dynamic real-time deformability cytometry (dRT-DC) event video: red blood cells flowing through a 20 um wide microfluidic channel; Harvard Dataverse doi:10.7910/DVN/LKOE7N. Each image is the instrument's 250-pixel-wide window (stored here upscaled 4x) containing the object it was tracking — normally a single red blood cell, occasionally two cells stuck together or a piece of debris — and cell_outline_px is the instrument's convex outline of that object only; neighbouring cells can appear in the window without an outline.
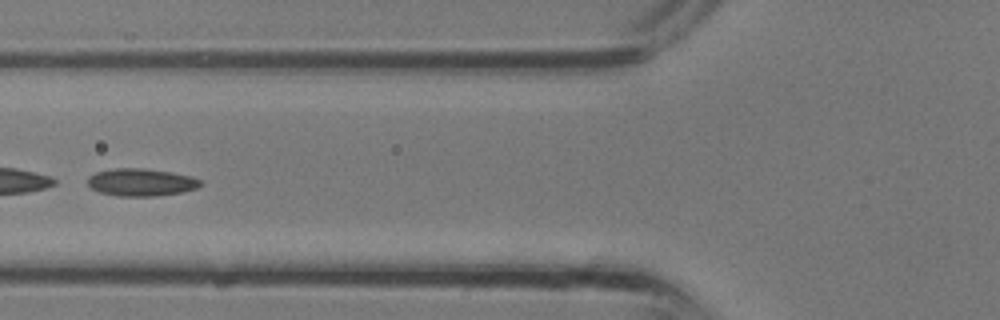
{"species": "common noctule bat (a hibernating species)", "species_latin": "Nyctalus noctula", "temperature_condition": "room temperature", "stored_images_in_passage": 31, "segment_of_instrument_passage": [2, 2], "camera_frame_rate_fps": 3000, "um_per_image_px": 0.085, "animal": {"sex": "male", "body_mass_g": 13.3}, "frame": {"image": 1, "passage_image": 12, "time_ms": 3.667, "image_size_px": [1000, 320], "cell_outline_px": [[200, 184], [196, 188], [184, 192], [156, 196], [116, 196], [100, 192], [92, 188], [88, 184], [88, 176], [96, 172], [116, 168], [144, 168], [172, 172], [192, 176], [200, 180]], "centroid_in_image_um": [11.99, 15.49], "position_along_channel_um": 113.8, "area_um2": 18.09}}
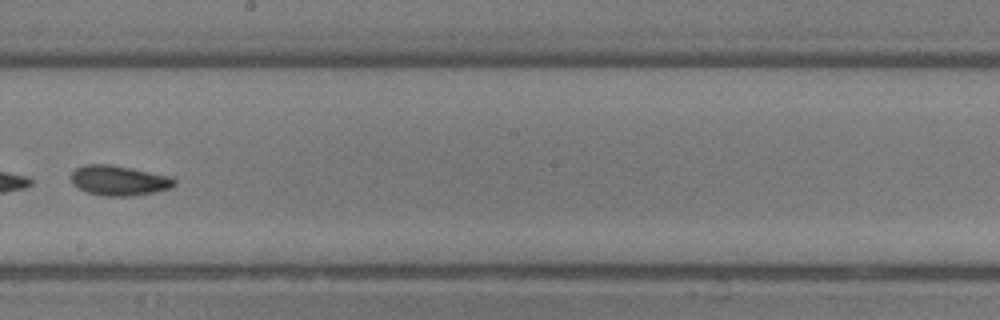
{"frame": {"image": 2, "passage_image": 18, "time_ms": 5.667, "image_size_px": [1000, 320], "cell_outline_px": [[176, 184], [168, 188], [152, 192], [132, 196], [100, 196], [76, 188], [72, 184], [72, 172], [76, 168], [84, 164], [112, 164], [168, 176], [176, 180]], "centroid_in_image_um": [10.05, 15.34], "position_along_channel_um": 238.2, "area_um2": 17.98}}
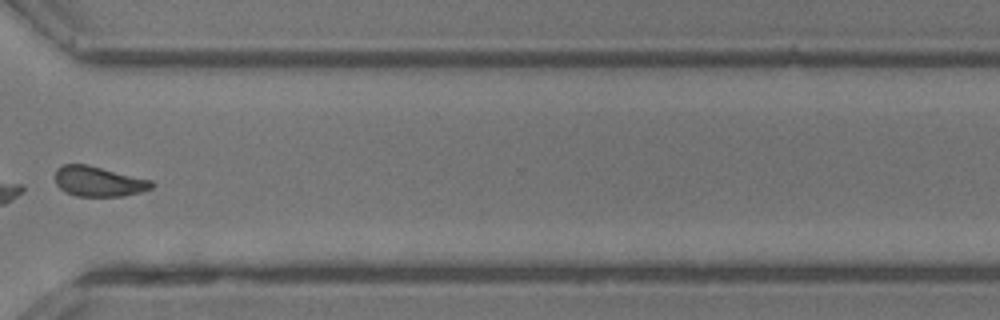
{"frame": {"image": 3, "passage_image": 24, "time_ms": 7.667, "image_size_px": [1000, 320], "cell_outline_px": [[156, 184], [152, 188], [140, 192], [120, 196], [76, 196], [64, 192], [56, 184], [56, 168], [64, 164], [88, 164], [152, 180]], "centroid_in_image_um": [8.38, 15.41], "position_along_channel_um": 362.2, "area_um2": 17.05}}